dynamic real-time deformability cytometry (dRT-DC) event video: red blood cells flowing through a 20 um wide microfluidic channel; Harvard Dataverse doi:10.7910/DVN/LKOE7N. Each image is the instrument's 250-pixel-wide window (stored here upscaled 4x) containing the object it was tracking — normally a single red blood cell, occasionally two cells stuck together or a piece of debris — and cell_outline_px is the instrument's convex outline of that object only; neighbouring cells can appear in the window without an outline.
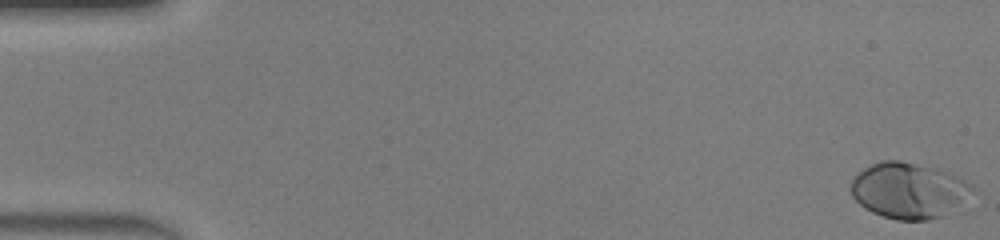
{"species": "human", "species_latin": "Homo sapiens", "temperature_condition": "warm", "stored_images_in_passage": 48, "camera_frame_rate_fps": 3000, "um_per_image_px": 0.085, "donor": {"sex": "male"}, "frame": {"image": 1, "passage_image": 1, "time_ms": 0.0, "image_size_px": [1000, 240], "cell_outline_px": [[976, 188], [964, 212], [928, 220], [896, 220], [872, 212], [864, 208], [852, 196], [852, 180], [864, 168], [880, 160], [900, 160], [944, 172], [956, 176], [964, 180]], "centroid_in_image_um": [77.38, 16.26], "position_along_channel_um": 7.6, "area_um2": 40.23}}
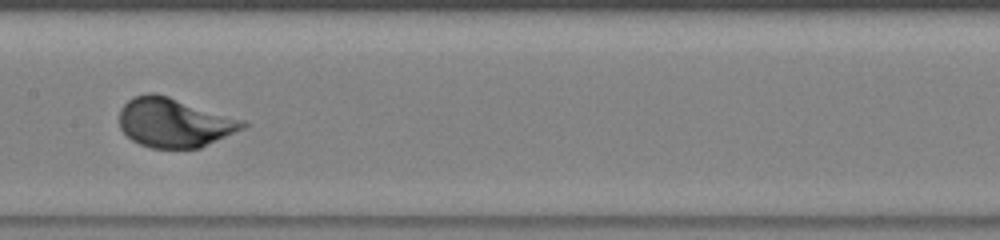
{"frame": {"image": 2, "passage_image": 25, "time_ms": 8.0, "image_size_px": [1000, 240], "cell_outline_px": [[248, 124], [244, 128], [200, 148], [152, 148], [140, 144], [132, 140], [120, 128], [120, 108], [132, 96], [148, 92], [156, 92], [244, 120]], "centroid_in_image_um": [14.79, 10.41], "position_along_channel_um": 192.6, "area_um2": 35.37}}
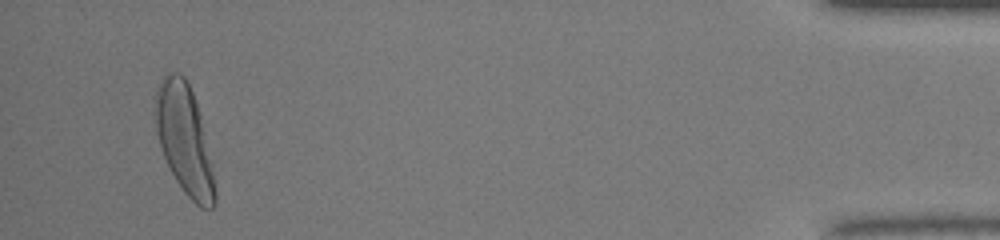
{"frame": {"image": 3, "passage_image": 46, "time_ms": 15.0, "image_size_px": [1000, 240], "cell_outline_px": [[216, 204], [212, 208], [200, 208], [184, 192], [176, 180], [160, 148], [156, 132], [156, 92], [160, 80], [168, 72], [180, 72], [184, 76], [192, 92], [200, 116], [212, 164], [216, 192]], "centroid_in_image_um": [15.68, 11.87], "position_along_channel_um": 419.5, "area_um2": 37.45}, "authors_computed_cell_mechanics": {"area_um2": 34.8245, "velocity_mm_per_s": 4.323, "shape_relaxation_time_tau1_ms": 2.0098, "shape_relaxation_time_tau2_ms": null, "deformation_change_tau1": 0.1486, "deformation_change_tau2": null}}